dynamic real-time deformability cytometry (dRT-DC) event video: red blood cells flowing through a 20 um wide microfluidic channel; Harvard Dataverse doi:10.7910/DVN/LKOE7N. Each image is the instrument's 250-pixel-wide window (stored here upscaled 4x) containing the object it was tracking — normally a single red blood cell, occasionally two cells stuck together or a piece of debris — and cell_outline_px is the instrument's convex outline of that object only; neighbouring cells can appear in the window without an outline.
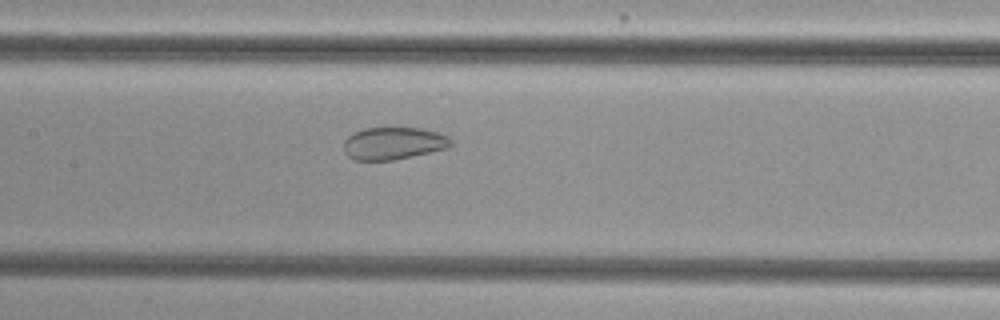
{"species": "common noctule bat (a hibernating species)", "species_latin": "Nyctalus noctula", "temperature_condition": "cold", "stored_images_in_passage": 54, "camera_frame_rate_fps": 3000, "um_per_image_px": 0.085, "animal": {"sex": "female", "body_mass_g": 29.2, "forearm_length_mm": 56.3}, "frame": {"image": 1, "passage_image": 27, "time_ms": 8.667, "image_size_px": [1000, 320], "cell_outline_px": [[452, 144], [448, 148], [392, 160], [352, 160], [344, 152], [344, 140], [352, 132], [364, 128], [420, 128], [440, 132], [448, 136], [452, 140]], "centroid_in_image_um": [33.43, 12.17], "position_along_channel_um": 174.0, "area_um2": 20.35}}
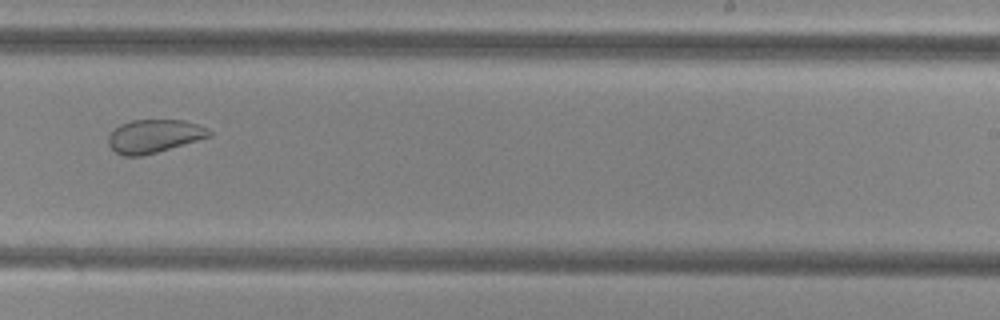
{"frame": {"image": 2, "passage_image": 35, "time_ms": 11.333, "image_size_px": [1000, 320], "cell_outline_px": [[212, 136], [144, 156], [124, 156], [116, 152], [108, 144], [108, 136], [120, 124], [132, 120], [184, 120], [208, 128], [212, 132]], "centroid_in_image_um": [13.11, 11.57], "position_along_channel_um": 275.9, "area_um2": 19.54}}
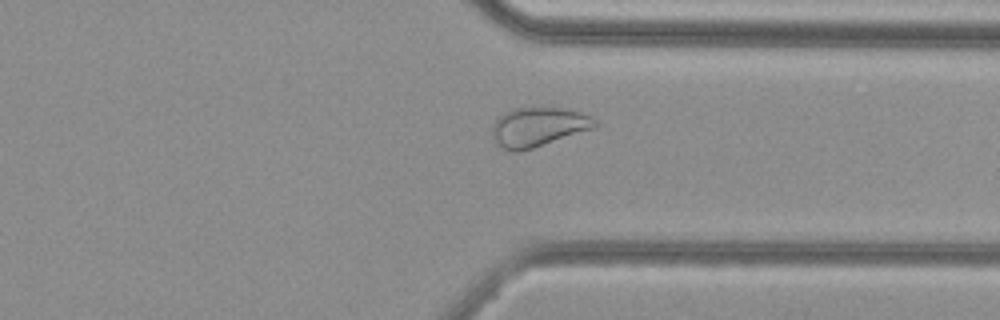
{"frame": {"image": 3, "passage_image": 42, "time_ms": 13.667, "image_size_px": [1000, 320], "cell_outline_px": [[600, 124], [596, 128], [532, 148], [516, 152], [512, 152], [496, 144], [492, 136], [492, 128], [496, 120], [504, 112], [516, 108], [564, 108], [580, 112], [592, 116]], "centroid_in_image_um": [45.79, 10.79], "position_along_channel_um": 365.6, "area_um2": 23.52}, "authors_computed_cell_mechanics": {"area_um2": 27.3972, "velocity_mm_per_s": 3.8315, "shape_relaxation_time_tau1_ms": null, "shape_relaxation_time_tau2_ms": 1.8182, "deformation_change_tau1": null, "deformation_change_tau2": 0.0587}}